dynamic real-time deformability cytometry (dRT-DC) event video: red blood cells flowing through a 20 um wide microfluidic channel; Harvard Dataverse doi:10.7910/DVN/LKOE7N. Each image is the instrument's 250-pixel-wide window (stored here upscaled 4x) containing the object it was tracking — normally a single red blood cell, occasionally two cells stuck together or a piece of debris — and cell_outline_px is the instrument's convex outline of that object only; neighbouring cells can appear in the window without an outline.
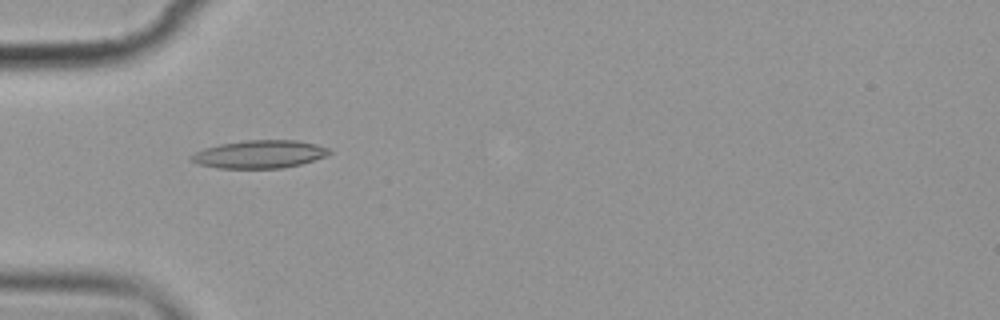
{"species": "common noctule bat (a hibernating species)", "species_latin": "Nyctalus noctula", "temperature_condition": "cold", "stored_images_in_passage": 6, "camera_frame_rate_fps": 3000, "um_per_image_px": 0.085, "animal": {"sex": "female", "body_mass_g": 19.9}, "frame": {"image": 1, "passage_image": 5, "time_ms": 5.0, "image_size_px": [1000, 320], "cell_outline_px": [[332, 152], [324, 156], [300, 164], [284, 168], [216, 168], [196, 164], [188, 160], [188, 156], [204, 148], [220, 144], [244, 140], [296, 140], [316, 144], [328, 148]], "centroid_in_image_um": [21.99, 13.11], "position_along_channel_um": 63.0, "area_um2": 22.54}}
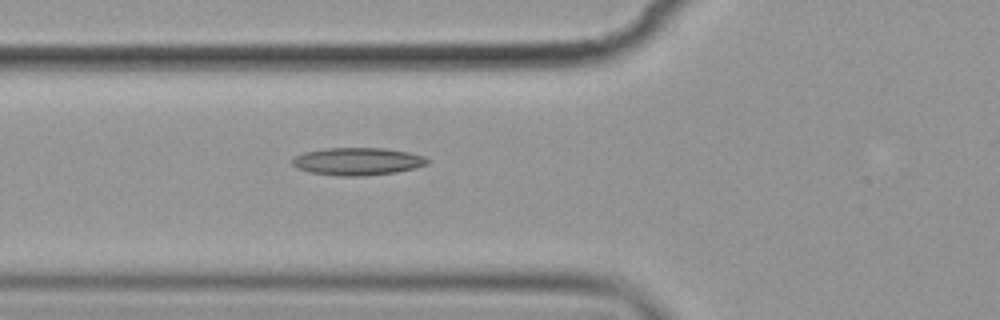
{"frame": {"image": 2, "passage_image": 6, "time_ms": 6.0, "image_size_px": [1000, 320], "cell_outline_px": [[428, 164], [416, 168], [396, 172], [364, 176], [336, 176], [308, 172], [296, 168], [292, 164], [292, 160], [296, 156], [304, 152], [324, 148], [384, 148], [408, 152], [424, 156], [428, 160]], "centroid_in_image_um": [30.37, 13.72], "position_along_channel_um": 95.4, "area_um2": 21.85}}